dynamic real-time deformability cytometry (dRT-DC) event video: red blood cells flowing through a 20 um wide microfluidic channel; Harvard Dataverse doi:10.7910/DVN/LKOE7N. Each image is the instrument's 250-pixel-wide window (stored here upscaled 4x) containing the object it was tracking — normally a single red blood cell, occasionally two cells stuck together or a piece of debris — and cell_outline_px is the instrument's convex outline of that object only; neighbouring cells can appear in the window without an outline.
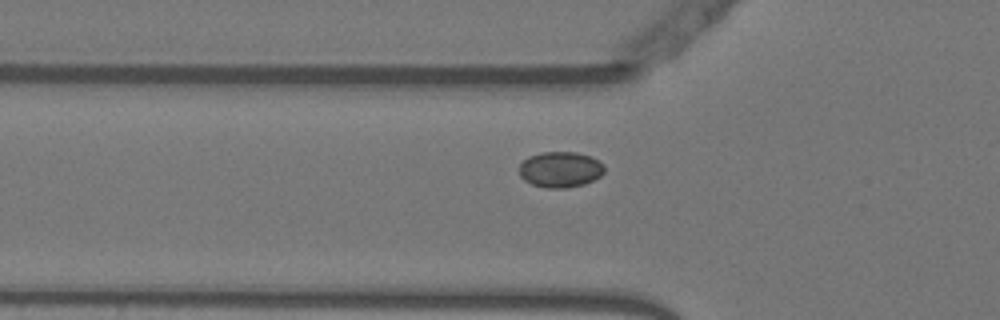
{"species": "Egyptian fruit bat (a non-hibernating species)", "species_latin": "Rousettus aegyptiacus", "temperature_condition": "warm", "stored_images_in_passage": 39, "camera_frame_rate_fps": 3000, "um_per_image_px": 0.085, "animal": {"sex": "female"}, "frame": {"image": 1, "passage_image": 10, "time_ms": 3.0, "image_size_px": [1000, 320], "cell_outline_px": [[604, 172], [600, 176], [584, 184], [568, 188], [544, 188], [532, 184], [524, 180], [520, 176], [520, 164], [528, 156], [540, 152], [576, 152], [592, 156], [604, 164]], "centroid_in_image_um": [47.63, 14.4], "position_along_channel_um": 78.2, "area_um2": 17.92}}
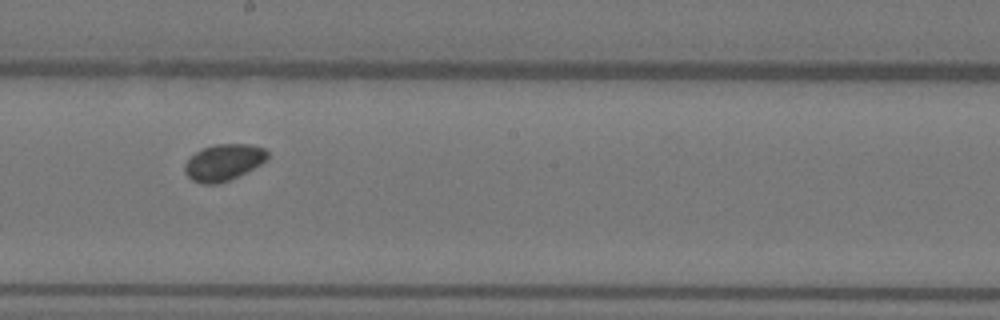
{"frame": {"image": 2, "passage_image": 22, "time_ms": 7.0, "image_size_px": [1000, 320], "cell_outline_px": [[268, 156], [260, 164], [228, 180], [216, 184], [204, 184], [192, 180], [184, 172], [184, 164], [188, 156], [204, 148], [216, 144], [252, 144], [264, 148], [268, 152]], "centroid_in_image_um": [18.96, 13.79], "position_along_channel_um": 229.2, "area_um2": 17.4}}
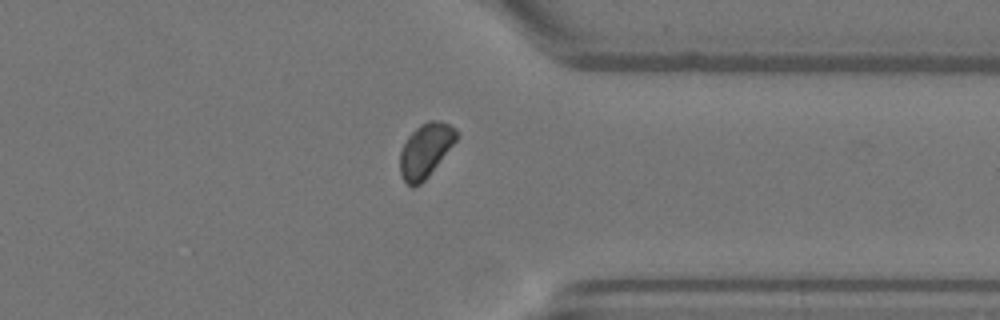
{"frame": {"image": 3, "passage_image": 34, "time_ms": 11.0, "image_size_px": [1000, 320], "cell_outline_px": [[460, 136], [428, 176], [420, 184], [412, 188], [404, 180], [400, 172], [400, 152], [408, 136], [420, 124], [428, 120], [440, 120], [456, 128]], "centroid_in_image_um": [36.19, 12.76], "position_along_channel_um": 375.2, "area_um2": 17.74}}